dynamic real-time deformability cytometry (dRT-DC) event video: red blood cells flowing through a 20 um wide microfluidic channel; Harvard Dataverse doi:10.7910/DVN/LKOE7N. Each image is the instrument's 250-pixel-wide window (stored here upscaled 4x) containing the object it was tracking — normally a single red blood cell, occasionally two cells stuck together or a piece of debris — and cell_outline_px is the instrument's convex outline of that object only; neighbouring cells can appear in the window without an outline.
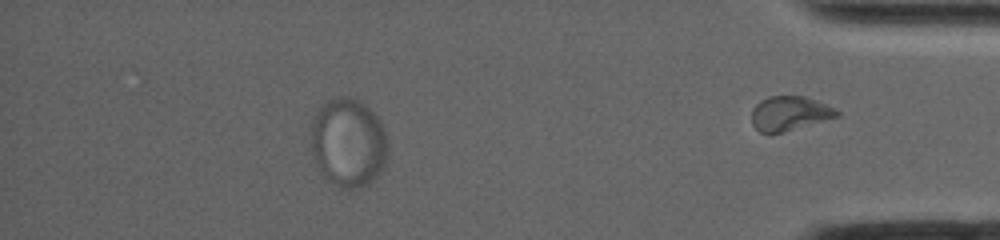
{"species": "common noctule bat (a hibernating species)", "species_latin": "Nyctalus noctula", "temperature_condition": "warm", "stored_images_in_passage": 42, "segment_of_instrument_passage": [2, 2], "camera_frame_rate_fps": 5000, "um_per_image_px": 0.085, "animal": {"sex": "female", "body_mass_g": 19.0, "forearm_length_mm": 53.3}, "frame": {"image": 1, "passage_image": 42, "time_ms": 14.0, "image_size_px": [1000, 240], "cell_outline_px": [[840, 116], [780, 132], [760, 132], [752, 124], [752, 108], [760, 100], [768, 96], [804, 96], [836, 108], [840, 112]], "centroid_in_image_um": [67.11, 9.61], "position_along_channel_um": 368.1, "area_um2": 16.82}}